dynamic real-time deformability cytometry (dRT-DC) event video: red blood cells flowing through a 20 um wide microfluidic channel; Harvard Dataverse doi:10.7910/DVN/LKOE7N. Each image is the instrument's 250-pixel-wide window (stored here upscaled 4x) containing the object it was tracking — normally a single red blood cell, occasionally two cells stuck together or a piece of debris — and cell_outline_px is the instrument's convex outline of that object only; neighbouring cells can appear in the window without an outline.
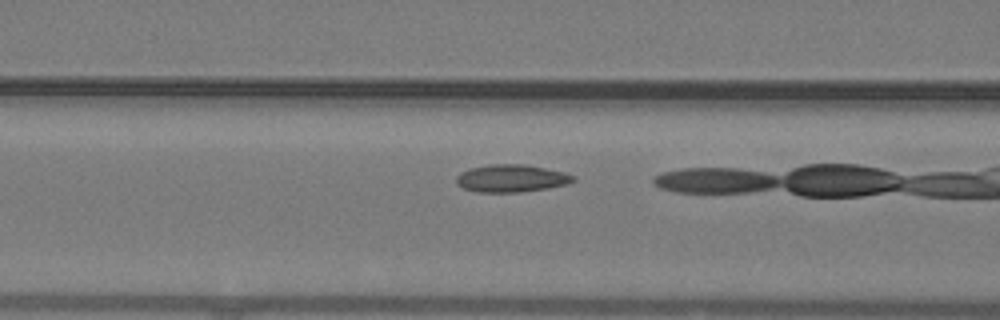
{"species": "common noctule bat (a hibernating species)", "species_latin": "Nyctalus noctula", "temperature_condition": "warm", "stored_images_in_passage": 21, "camera_frame_rate_fps": 3000, "um_per_image_px": 0.085, "animal": {"sex": "male", "body_mass_g": 19.2, "forearm_length_mm": 51.8}, "frame": {"image": 1, "passage_image": 12, "time_ms": 3.667, "image_size_px": [1000, 320], "cell_outline_px": [[576, 180], [568, 184], [548, 188], [520, 192], [476, 192], [464, 188], [456, 184], [456, 176], [460, 172], [468, 168], [492, 164], [524, 164], [564, 172], [576, 176]], "centroid_in_image_um": [43.46, 15.16], "position_along_channel_um": 123.1, "area_um2": 18.9}}
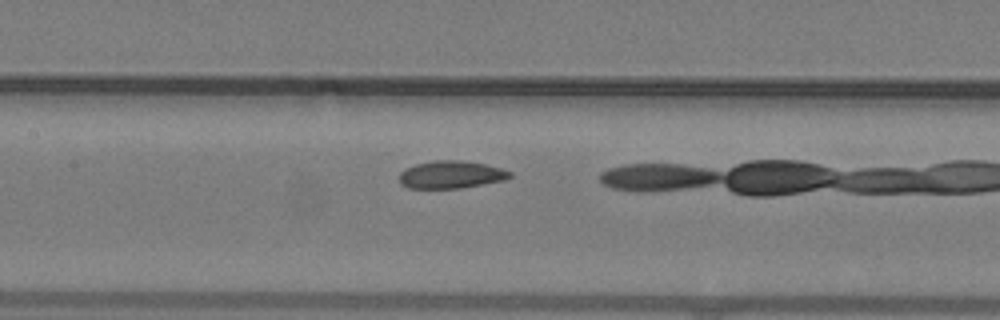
{"frame": {"image": 2, "passage_image": 15, "time_ms": 4.667, "image_size_px": [1000, 320], "cell_outline_px": [[512, 176], [504, 180], [460, 188], [408, 188], [400, 184], [400, 172], [404, 168], [416, 164], [432, 160], [460, 160], [484, 164], [500, 168], [512, 172]], "centroid_in_image_um": [38.31, 14.84], "position_along_channel_um": 169.1, "area_um2": 17.74}}